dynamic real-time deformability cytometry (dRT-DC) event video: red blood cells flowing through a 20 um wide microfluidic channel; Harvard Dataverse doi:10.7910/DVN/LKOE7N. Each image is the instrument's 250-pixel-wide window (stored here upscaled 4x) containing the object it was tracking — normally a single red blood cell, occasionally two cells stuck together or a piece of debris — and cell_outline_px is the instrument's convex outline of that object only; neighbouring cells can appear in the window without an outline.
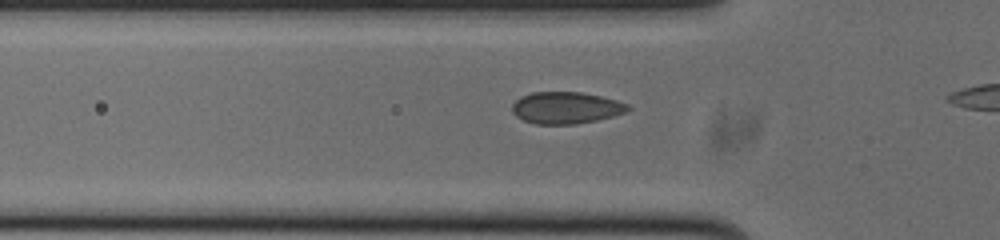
{"species": "common noctule bat (a hibernating species)", "species_latin": "Nyctalus noctula", "temperature_condition": "cold", "stored_images_in_passage": 11, "camera_frame_rate_fps": 3000, "um_per_image_px": 0.085, "animal": {"sex": "male", "body_mass_g": 20.0, "forearm_length_mm": 53.3}, "frame": {"image": 1, "passage_image": 2, "time_ms": 0.333, "image_size_px": [1000, 240], "cell_outline_px": [[632, 108], [628, 112], [596, 120], [576, 124], [536, 124], [524, 120], [516, 116], [512, 112], [512, 104], [520, 96], [532, 92], [580, 92], [600, 96], [616, 100], [628, 104]], "centroid_in_image_um": [48.11, 9.16], "position_along_channel_um": 77.7, "area_um2": 21.5}}
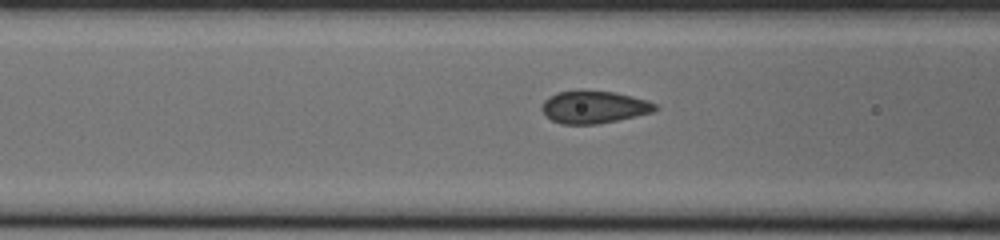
{"frame": {"image": 2, "passage_image": 5, "time_ms": 1.333, "image_size_px": [1000, 240], "cell_outline_px": [[660, 108], [652, 112], [636, 116], [596, 124], [560, 124], [552, 120], [540, 108], [544, 100], [548, 96], [556, 92], [576, 88], [580, 88], [616, 92], [648, 100], [656, 104]], "centroid_in_image_um": [50.47, 9.05], "position_along_channel_um": 116.1, "area_um2": 22.02}}
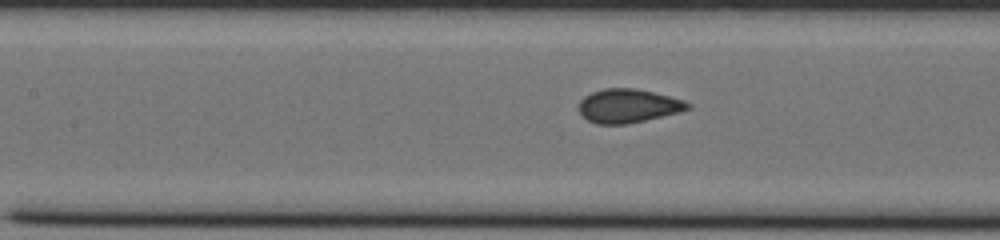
{"frame": {"image": 3, "passage_image": 8, "time_ms": 2.333, "image_size_px": [1000, 240], "cell_outline_px": [[692, 108], [680, 112], [628, 124], [596, 124], [588, 120], [580, 112], [580, 100], [584, 96], [592, 92], [604, 88], [636, 88], [684, 100], [692, 104]], "centroid_in_image_um": [53.42, 9.0], "position_along_channel_um": 154.0, "area_um2": 21.39}}